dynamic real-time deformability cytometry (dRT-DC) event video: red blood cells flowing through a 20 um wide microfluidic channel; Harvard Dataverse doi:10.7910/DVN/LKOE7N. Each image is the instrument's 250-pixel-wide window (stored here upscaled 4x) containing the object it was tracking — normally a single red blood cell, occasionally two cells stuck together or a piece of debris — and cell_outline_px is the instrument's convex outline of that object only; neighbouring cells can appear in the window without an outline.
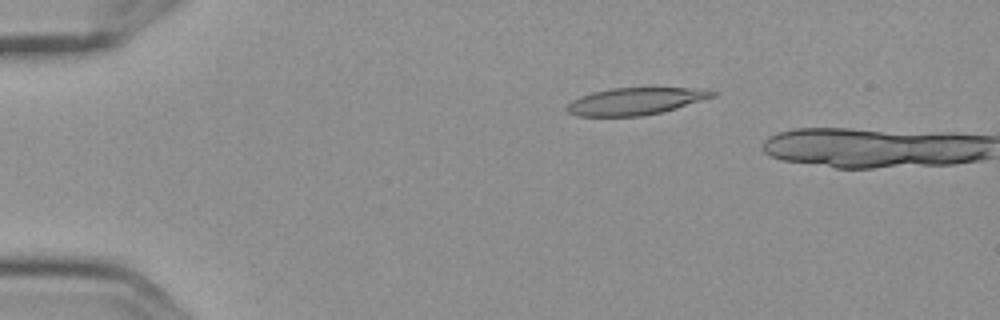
{"species": "Egyptian fruit bat (a non-hibernating species)", "species_latin": "Rousettus aegyptiacus", "temperature_condition": "cold", "stored_images_in_passage": 4, "camera_frame_rate_fps": 3000, "um_per_image_px": 0.085, "frame": {"image": 1, "passage_image": 3, "time_ms": 0.667, "image_size_px": [1000, 320], "cell_outline_px": [[720, 92], [716, 96], [664, 112], [640, 116], [576, 116], [568, 112], [564, 108], [572, 100], [580, 96], [592, 92], [612, 88], [708, 88]], "centroid_in_image_um": [54.07, 8.6], "position_along_channel_um": 30.9, "area_um2": 23.29}}